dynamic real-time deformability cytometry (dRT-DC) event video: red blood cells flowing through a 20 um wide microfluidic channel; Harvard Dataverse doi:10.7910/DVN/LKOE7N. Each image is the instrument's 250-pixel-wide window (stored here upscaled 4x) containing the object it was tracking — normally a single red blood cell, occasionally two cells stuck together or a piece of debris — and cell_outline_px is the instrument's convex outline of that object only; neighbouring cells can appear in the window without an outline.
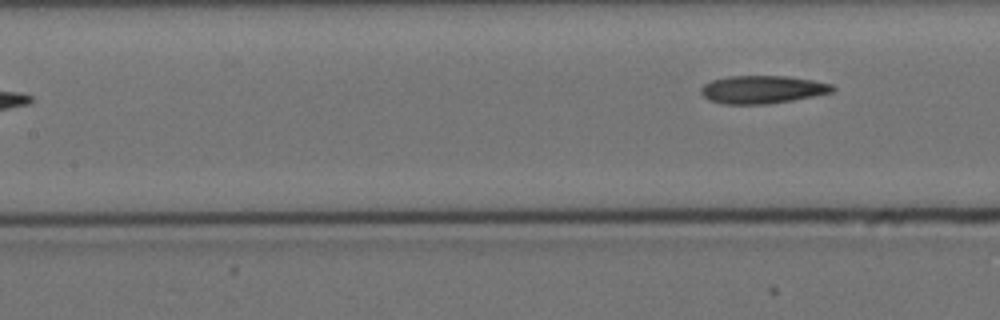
{"species": "Egyptian fruit bat (a non-hibernating species)", "species_latin": "Rousettus aegyptiacus", "temperature_condition": "cold", "stored_images_in_passage": 7, "camera_frame_rate_fps": 3000, "um_per_image_px": 0.085, "animal": {"sex": "female"}, "frame": {"image": 1, "passage_image": 7, "time_ms": 8.0, "image_size_px": [1000, 320], "cell_outline_px": [[836, 88], [832, 92], [792, 100], [768, 104], [724, 104], [708, 100], [700, 92], [700, 88], [704, 84], [712, 80], [728, 76], [788, 76], [812, 80], [832, 84]], "centroid_in_image_um": [64.78, 7.61], "position_along_channel_um": 142.6, "area_um2": 21.39}}